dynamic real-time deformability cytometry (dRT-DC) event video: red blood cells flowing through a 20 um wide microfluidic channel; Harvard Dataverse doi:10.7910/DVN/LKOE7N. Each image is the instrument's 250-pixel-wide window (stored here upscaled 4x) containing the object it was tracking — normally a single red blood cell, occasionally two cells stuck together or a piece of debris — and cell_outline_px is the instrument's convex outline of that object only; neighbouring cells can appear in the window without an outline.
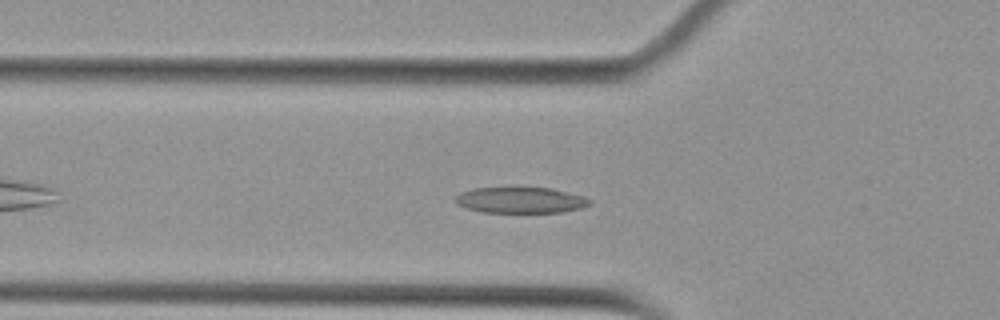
{"species": "Egyptian fruit bat (a non-hibernating species)", "species_latin": "Rousettus aegyptiacus", "temperature_condition": "cold", "stored_images_in_passage": 43, "camera_frame_rate_fps": 3000, "um_per_image_px": 0.085, "animal": {"sex": "female"}, "frame": {"image": 1, "passage_image": 7, "time_ms": 2.0, "image_size_px": [1000, 320], "cell_outline_px": [[592, 204], [580, 208], [564, 212], [480, 212], [456, 204], [452, 200], [460, 192], [472, 188], [552, 188], [584, 196], [592, 200]], "centroid_in_image_um": [44.24, 17.01], "position_along_channel_um": 81.6, "area_um2": 20.4}}
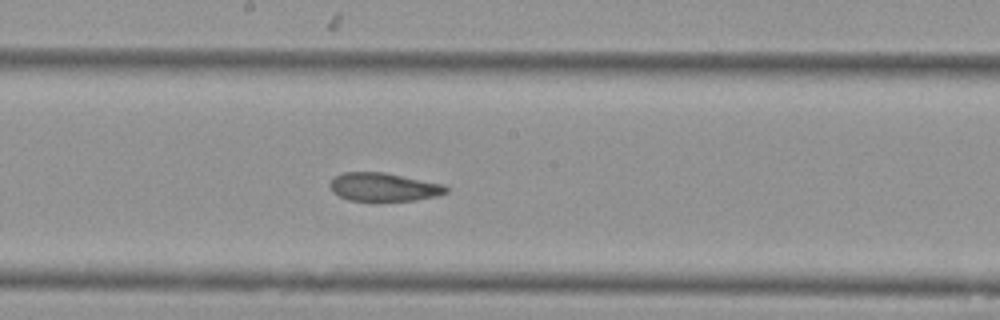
{"frame": {"image": 2, "passage_image": 18, "time_ms": 5.667, "image_size_px": [1000, 320], "cell_outline_px": [[448, 192], [436, 196], [416, 200], [348, 200], [332, 192], [328, 184], [332, 176], [344, 172], [384, 172], [444, 184], [448, 188]], "centroid_in_image_um": [32.58, 15.88], "position_along_channel_um": 215.6, "area_um2": 19.25}}
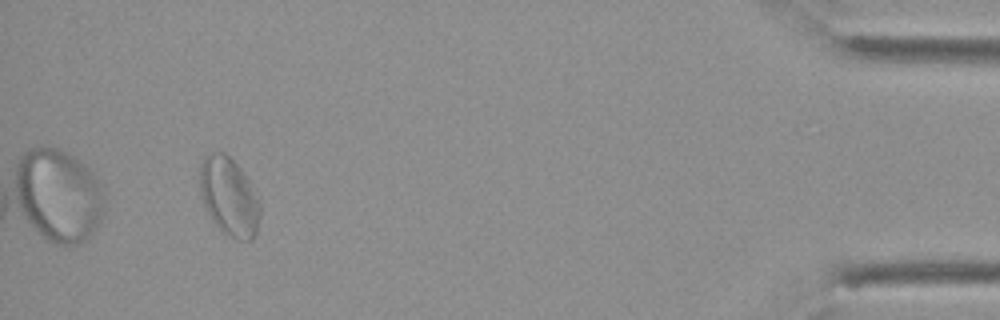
{"frame": {"image": 3, "passage_image": 40, "time_ms": 13.0, "image_size_px": [1000, 320], "cell_outline_px": [[260, 216], [256, 236], [252, 240], [240, 240], [224, 232], [212, 220], [200, 196], [200, 164], [204, 156], [208, 152], [224, 152], [240, 168], [260, 200]], "centroid_in_image_um": [19.47, 16.71], "position_along_channel_um": 415.7, "area_um2": 27.4}, "authors_computed_cell_mechanics": {"area_um2": 20.808, "velocity_mm_per_s": 3.65, "shape_relaxation_time_tau1_ms": null, "shape_relaxation_time_tau2_ms": 3.1131, "deformation_change_tau1": null, "deformation_change_tau2": 0.1012}}